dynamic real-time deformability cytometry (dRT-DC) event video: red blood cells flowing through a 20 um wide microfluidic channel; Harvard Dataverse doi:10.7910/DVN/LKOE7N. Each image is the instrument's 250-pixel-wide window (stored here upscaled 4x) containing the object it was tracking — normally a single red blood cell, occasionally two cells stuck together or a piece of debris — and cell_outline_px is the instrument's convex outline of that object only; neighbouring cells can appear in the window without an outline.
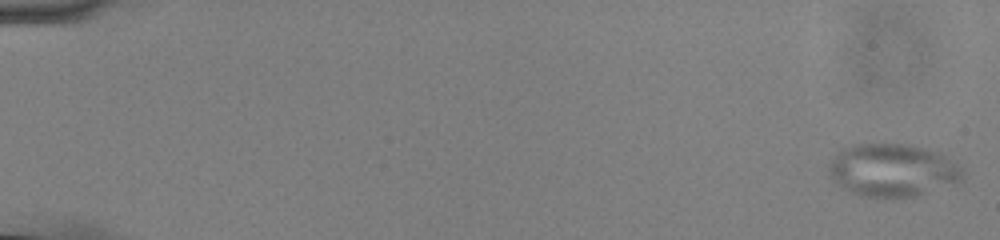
{"species": "common noctule bat (a hibernating species)", "species_latin": "Nyctalus noctula", "temperature_condition": "cold", "stored_images_in_passage": 56, "camera_frame_rate_fps": 3000, "um_per_image_px": 0.085, "animal": {"sex": "male", "body_mass_g": 13.0, "forearm_length_mm": 53.1}, "frame": {"image": 1, "passage_image": 1, "time_ms": 0.0, "image_size_px": [1000, 240], "cell_outline_px": [[964, 180], [916, 196], [884, 200], [860, 196], [844, 188], [832, 180], [828, 172], [828, 168], [832, 160], [840, 148], [852, 144], [884, 140], [912, 144], [940, 152], [964, 168]], "centroid_in_image_um": [75.87, 14.44], "position_along_channel_um": 9.1, "area_um2": 43.0}}
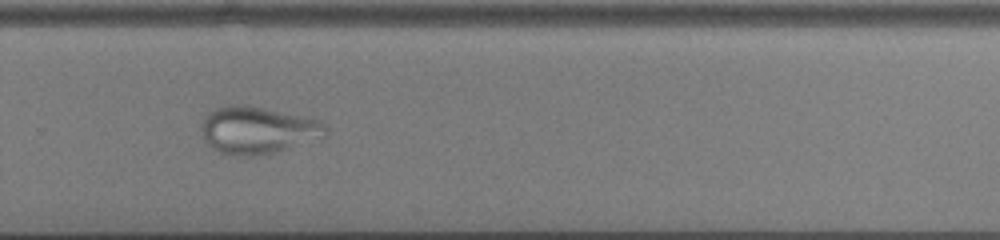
{"frame": {"image": 2, "passage_image": 39, "time_ms": 12.667, "image_size_px": [1000, 240], "cell_outline_px": [[328, 132], [324, 136], [288, 148], [272, 152], [252, 156], [224, 156], [212, 148], [208, 144], [200, 128], [200, 120], [212, 108], [228, 104], [244, 104], [264, 108], [320, 120], [328, 128]], "centroid_in_image_um": [21.82, 11.05], "position_along_channel_um": 308.0, "area_um2": 34.45}}
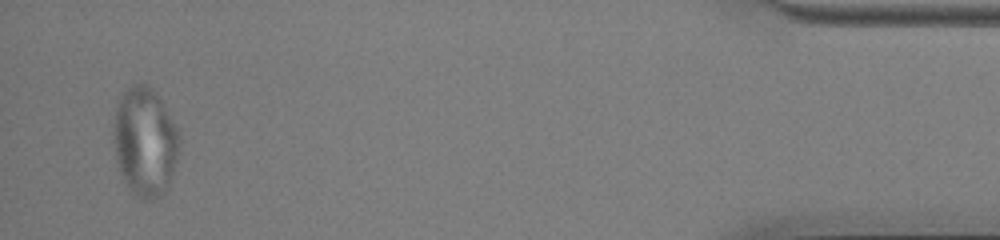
{"frame": {"image": 3, "passage_image": 54, "time_ms": 17.667, "image_size_px": [1000, 240], "cell_outline_px": [[180, 144], [176, 160], [168, 188], [160, 196], [148, 200], [144, 200], [136, 196], [132, 192], [124, 180], [120, 172], [116, 160], [112, 140], [112, 124], [116, 108], [120, 96], [124, 88], [132, 84], [148, 84], [160, 96], [180, 136]], "centroid_in_image_um": [12.29, 12.01], "position_along_channel_um": 422.9, "area_um2": 42.31}}